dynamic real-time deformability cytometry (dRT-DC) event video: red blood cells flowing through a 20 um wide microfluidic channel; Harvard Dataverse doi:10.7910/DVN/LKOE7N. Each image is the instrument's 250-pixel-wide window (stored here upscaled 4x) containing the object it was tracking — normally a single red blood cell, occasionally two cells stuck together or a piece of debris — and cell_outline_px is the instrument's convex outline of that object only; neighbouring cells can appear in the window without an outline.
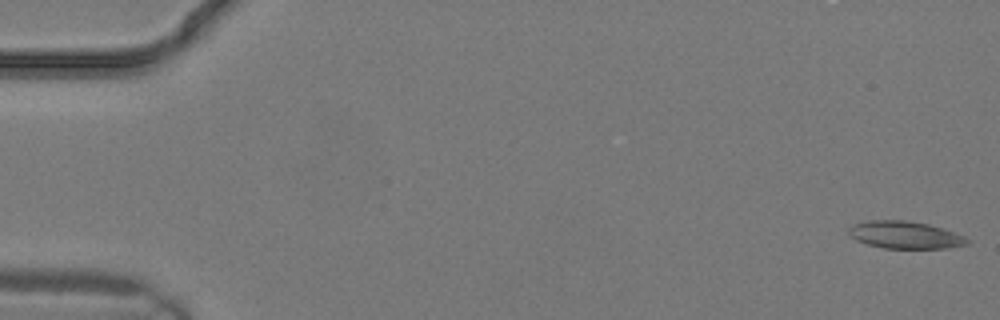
{"species": "common noctule bat (a hibernating species)", "species_latin": "Nyctalus noctula", "temperature_condition": "warm", "stored_images_in_passage": 12, "camera_frame_rate_fps": 3000, "um_per_image_px": 0.085, "animal": {"sex": "male", "body_mass_g": 19.2, "forearm_length_mm": 51.8}, "frame": {"image": 1, "passage_image": 1, "time_ms": 0.0, "image_size_px": [1000, 320], "cell_outline_px": [[968, 244], [944, 248], [884, 248], [868, 244], [856, 240], [848, 232], [848, 228], [856, 224], [868, 220], [908, 220], [928, 224], [944, 228], [964, 236], [968, 240]], "centroid_in_image_um": [76.93, 19.96], "position_along_channel_um": 8.1, "area_um2": 18.73}}
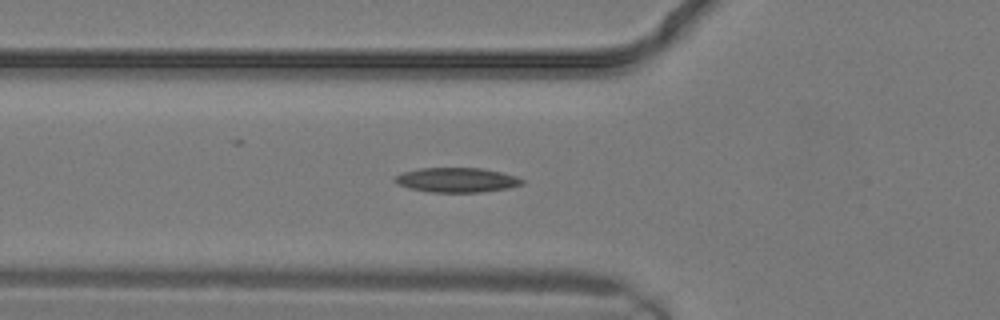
{"frame": {"image": 2, "passage_image": 10, "time_ms": 3.0, "image_size_px": [1000, 320], "cell_outline_px": [[524, 184], [508, 188], [480, 192], [428, 192], [412, 188], [400, 184], [392, 180], [392, 176], [400, 172], [420, 168], [484, 168], [516, 176], [524, 180]], "centroid_in_image_um": [38.8, 15.29], "position_along_channel_um": 87.0, "area_um2": 18.32}}
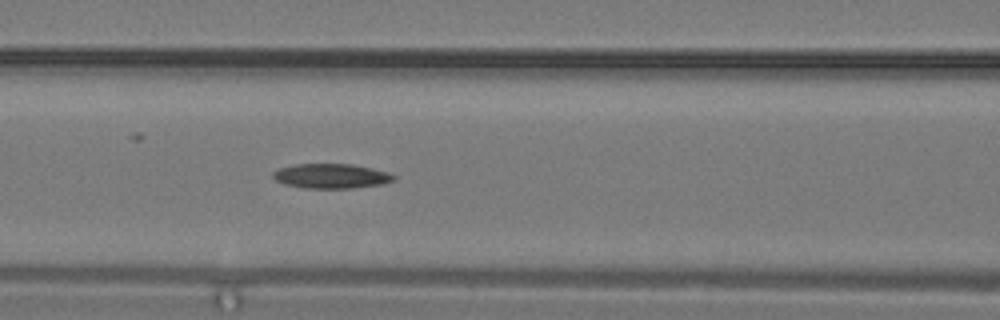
{"frame": {"image": 3, "passage_image": 12, "time_ms": 3.667, "image_size_px": [1000, 320], "cell_outline_px": [[396, 180], [380, 184], [352, 188], [304, 188], [284, 184], [276, 180], [272, 176], [272, 172], [280, 168], [296, 164], [352, 164], [372, 168], [388, 172], [396, 176]], "centroid_in_image_um": [28.16, 14.96], "position_along_channel_um": 138.4, "area_um2": 17.34}}